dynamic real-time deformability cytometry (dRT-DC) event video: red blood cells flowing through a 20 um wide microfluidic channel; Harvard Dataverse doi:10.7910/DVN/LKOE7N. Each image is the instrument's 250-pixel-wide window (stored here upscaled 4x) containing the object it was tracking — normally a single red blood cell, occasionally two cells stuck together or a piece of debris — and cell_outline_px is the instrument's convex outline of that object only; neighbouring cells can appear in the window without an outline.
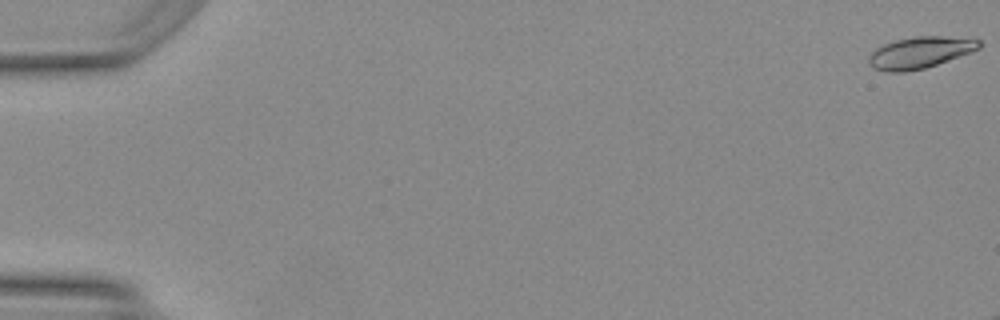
{"species": "Egyptian fruit bat (a non-hibernating species)", "species_latin": "Rousettus aegyptiacus", "temperature_condition": "warm", "stored_images_in_passage": 6, "camera_frame_rate_fps": 3000, "um_per_image_px": 0.085, "animal": {"sex": "female"}, "frame": {"image": 1, "passage_image": 1, "time_ms": 0.0, "image_size_px": [1000, 320], "cell_outline_px": [[980, 48], [936, 64], [924, 68], [904, 72], [888, 72], [872, 68], [868, 64], [868, 56], [876, 48], [892, 40], [916, 36], [944, 36], [980, 40]], "centroid_in_image_um": [78.11, 4.46], "position_along_channel_um": 6.9, "area_um2": 20.11}}